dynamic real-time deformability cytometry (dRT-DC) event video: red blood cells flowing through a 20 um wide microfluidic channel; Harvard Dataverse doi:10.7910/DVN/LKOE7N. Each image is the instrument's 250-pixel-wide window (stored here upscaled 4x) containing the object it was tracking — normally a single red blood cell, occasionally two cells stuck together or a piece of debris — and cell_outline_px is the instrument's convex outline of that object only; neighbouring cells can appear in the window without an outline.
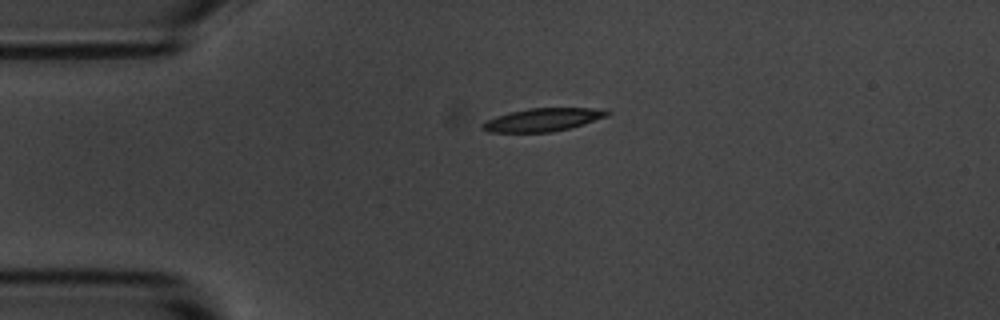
{"species": "common noctule bat (a hibernating species)", "species_latin": "Nyctalus noctula", "temperature_condition": "room temperature", "stored_images_in_passage": 44, "camera_frame_rate_fps": 3000, "um_per_image_px": 0.085, "animal": {"sex": "male", "body_mass_g": 20.1, "forearm_length_mm": 53.5}, "frame": {"image": 1, "passage_image": 1, "time_ms": 0.0, "image_size_px": [1000, 320], "cell_outline_px": [[612, 112], [608, 116], [584, 124], [552, 132], [488, 132], [480, 128], [480, 124], [484, 120], [508, 112], [528, 108], [592, 108]], "centroid_in_image_um": [46.07, 10.18], "position_along_channel_um": 38.9, "area_um2": 16.88}}
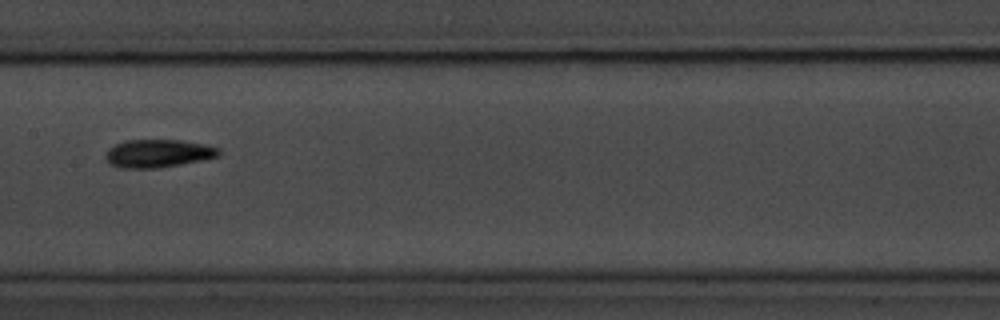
{"frame": {"image": 2, "passage_image": 16, "time_ms": 5.0, "image_size_px": [1000, 320], "cell_outline_px": [[220, 156], [204, 160], [160, 168], [120, 168], [112, 164], [104, 156], [108, 148], [124, 140], [180, 140], [204, 144], [220, 148]], "centroid_in_image_um": [13.46, 13.04], "position_along_channel_um": 193.9, "area_um2": 18.61}}
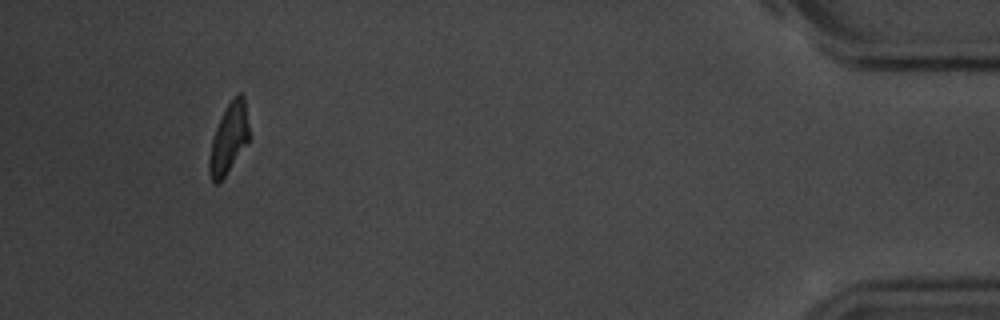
{"frame": {"image": 3, "passage_image": 40, "time_ms": 13.0, "image_size_px": [1000, 320], "cell_outline_px": [[248, 140], [224, 176], [216, 184], [212, 180], [208, 168], [208, 160], [212, 140], [216, 128], [228, 104], [240, 92], [244, 96], [248, 124]], "centroid_in_image_um": [19.43, 11.76], "position_along_channel_um": 415.8, "area_um2": 15.43}, "authors_computed_cell_mechanics": {"area_um2": 17.3978, "velocity_mm_per_s": 3.6378, "shape_relaxation_time_tau1_ms": 3.3641, "shape_relaxation_time_tau2_ms": 6.0808, "deformation_change_tau1": 0.1648, "deformation_change_tau2": 0.1467}}